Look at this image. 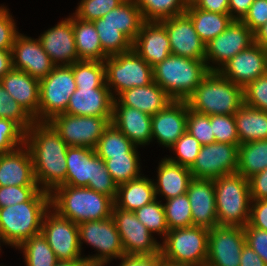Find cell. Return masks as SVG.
I'll return each instance as SVG.
<instances>
[{"label": "cell", "instance_id": "cell-24", "mask_svg": "<svg viewBox=\"0 0 267 266\" xmlns=\"http://www.w3.org/2000/svg\"><path fill=\"white\" fill-rule=\"evenodd\" d=\"M187 196L193 219V226L208 229L218 225L214 179L193 178L188 185Z\"/></svg>", "mask_w": 267, "mask_h": 266}, {"label": "cell", "instance_id": "cell-15", "mask_svg": "<svg viewBox=\"0 0 267 266\" xmlns=\"http://www.w3.org/2000/svg\"><path fill=\"white\" fill-rule=\"evenodd\" d=\"M112 218L120 234L125 255H156L160 242L137 218L135 212L125 211L115 205Z\"/></svg>", "mask_w": 267, "mask_h": 266}, {"label": "cell", "instance_id": "cell-32", "mask_svg": "<svg viewBox=\"0 0 267 266\" xmlns=\"http://www.w3.org/2000/svg\"><path fill=\"white\" fill-rule=\"evenodd\" d=\"M73 32L78 61H104L108 57L103 52L92 21H84L73 15Z\"/></svg>", "mask_w": 267, "mask_h": 266}, {"label": "cell", "instance_id": "cell-27", "mask_svg": "<svg viewBox=\"0 0 267 266\" xmlns=\"http://www.w3.org/2000/svg\"><path fill=\"white\" fill-rule=\"evenodd\" d=\"M111 123L135 146L152 143V116L133 107L113 106Z\"/></svg>", "mask_w": 267, "mask_h": 266}, {"label": "cell", "instance_id": "cell-48", "mask_svg": "<svg viewBox=\"0 0 267 266\" xmlns=\"http://www.w3.org/2000/svg\"><path fill=\"white\" fill-rule=\"evenodd\" d=\"M186 131L195 137L202 146L215 142L211 126V116L192 111L189 107Z\"/></svg>", "mask_w": 267, "mask_h": 266}, {"label": "cell", "instance_id": "cell-8", "mask_svg": "<svg viewBox=\"0 0 267 266\" xmlns=\"http://www.w3.org/2000/svg\"><path fill=\"white\" fill-rule=\"evenodd\" d=\"M160 243L164 261L189 264H206L208 257L209 229L191 226L172 229Z\"/></svg>", "mask_w": 267, "mask_h": 266}, {"label": "cell", "instance_id": "cell-38", "mask_svg": "<svg viewBox=\"0 0 267 266\" xmlns=\"http://www.w3.org/2000/svg\"><path fill=\"white\" fill-rule=\"evenodd\" d=\"M17 249L23 252L26 266H54L58 262L41 233L26 239Z\"/></svg>", "mask_w": 267, "mask_h": 266}, {"label": "cell", "instance_id": "cell-35", "mask_svg": "<svg viewBox=\"0 0 267 266\" xmlns=\"http://www.w3.org/2000/svg\"><path fill=\"white\" fill-rule=\"evenodd\" d=\"M144 22L142 12L134 0H125L101 18V24H112L132 42L135 41Z\"/></svg>", "mask_w": 267, "mask_h": 266}, {"label": "cell", "instance_id": "cell-21", "mask_svg": "<svg viewBox=\"0 0 267 266\" xmlns=\"http://www.w3.org/2000/svg\"><path fill=\"white\" fill-rule=\"evenodd\" d=\"M44 51L56 65H72L78 61L73 32V15L62 18L54 27L38 37Z\"/></svg>", "mask_w": 267, "mask_h": 266}, {"label": "cell", "instance_id": "cell-64", "mask_svg": "<svg viewBox=\"0 0 267 266\" xmlns=\"http://www.w3.org/2000/svg\"><path fill=\"white\" fill-rule=\"evenodd\" d=\"M86 260L58 261L54 266H84Z\"/></svg>", "mask_w": 267, "mask_h": 266}, {"label": "cell", "instance_id": "cell-14", "mask_svg": "<svg viewBox=\"0 0 267 266\" xmlns=\"http://www.w3.org/2000/svg\"><path fill=\"white\" fill-rule=\"evenodd\" d=\"M253 43L254 33L248 26L241 20H233L224 32L205 44V62L210 71H218Z\"/></svg>", "mask_w": 267, "mask_h": 266}, {"label": "cell", "instance_id": "cell-42", "mask_svg": "<svg viewBox=\"0 0 267 266\" xmlns=\"http://www.w3.org/2000/svg\"><path fill=\"white\" fill-rule=\"evenodd\" d=\"M77 88H100L105 82L104 61H77L73 63Z\"/></svg>", "mask_w": 267, "mask_h": 266}, {"label": "cell", "instance_id": "cell-54", "mask_svg": "<svg viewBox=\"0 0 267 266\" xmlns=\"http://www.w3.org/2000/svg\"><path fill=\"white\" fill-rule=\"evenodd\" d=\"M243 228L246 244L263 259L267 266V231L252 227L249 223Z\"/></svg>", "mask_w": 267, "mask_h": 266}, {"label": "cell", "instance_id": "cell-6", "mask_svg": "<svg viewBox=\"0 0 267 266\" xmlns=\"http://www.w3.org/2000/svg\"><path fill=\"white\" fill-rule=\"evenodd\" d=\"M209 72L205 60L171 54L153 67V80L173 100H186Z\"/></svg>", "mask_w": 267, "mask_h": 266}, {"label": "cell", "instance_id": "cell-40", "mask_svg": "<svg viewBox=\"0 0 267 266\" xmlns=\"http://www.w3.org/2000/svg\"><path fill=\"white\" fill-rule=\"evenodd\" d=\"M140 154L111 156L105 160L108 172L117 185L129 182L142 175Z\"/></svg>", "mask_w": 267, "mask_h": 266}, {"label": "cell", "instance_id": "cell-68", "mask_svg": "<svg viewBox=\"0 0 267 266\" xmlns=\"http://www.w3.org/2000/svg\"><path fill=\"white\" fill-rule=\"evenodd\" d=\"M187 4L192 3L194 0H184Z\"/></svg>", "mask_w": 267, "mask_h": 266}, {"label": "cell", "instance_id": "cell-56", "mask_svg": "<svg viewBox=\"0 0 267 266\" xmlns=\"http://www.w3.org/2000/svg\"><path fill=\"white\" fill-rule=\"evenodd\" d=\"M249 224L267 231V199L251 201Z\"/></svg>", "mask_w": 267, "mask_h": 266}, {"label": "cell", "instance_id": "cell-47", "mask_svg": "<svg viewBox=\"0 0 267 266\" xmlns=\"http://www.w3.org/2000/svg\"><path fill=\"white\" fill-rule=\"evenodd\" d=\"M125 0H81L73 15L84 21L102 18L112 9L117 8Z\"/></svg>", "mask_w": 267, "mask_h": 266}, {"label": "cell", "instance_id": "cell-12", "mask_svg": "<svg viewBox=\"0 0 267 266\" xmlns=\"http://www.w3.org/2000/svg\"><path fill=\"white\" fill-rule=\"evenodd\" d=\"M112 117L74 116L62 113L48 121L67 146L95 149Z\"/></svg>", "mask_w": 267, "mask_h": 266}, {"label": "cell", "instance_id": "cell-52", "mask_svg": "<svg viewBox=\"0 0 267 266\" xmlns=\"http://www.w3.org/2000/svg\"><path fill=\"white\" fill-rule=\"evenodd\" d=\"M39 190V186H0V208L29 201Z\"/></svg>", "mask_w": 267, "mask_h": 266}, {"label": "cell", "instance_id": "cell-17", "mask_svg": "<svg viewBox=\"0 0 267 266\" xmlns=\"http://www.w3.org/2000/svg\"><path fill=\"white\" fill-rule=\"evenodd\" d=\"M246 244L244 228L217 225L209 229L208 266H240Z\"/></svg>", "mask_w": 267, "mask_h": 266}, {"label": "cell", "instance_id": "cell-18", "mask_svg": "<svg viewBox=\"0 0 267 266\" xmlns=\"http://www.w3.org/2000/svg\"><path fill=\"white\" fill-rule=\"evenodd\" d=\"M218 72L224 78L244 88L267 73V49L254 42L226 62Z\"/></svg>", "mask_w": 267, "mask_h": 266}, {"label": "cell", "instance_id": "cell-39", "mask_svg": "<svg viewBox=\"0 0 267 266\" xmlns=\"http://www.w3.org/2000/svg\"><path fill=\"white\" fill-rule=\"evenodd\" d=\"M145 21H161L185 13L184 0H134Z\"/></svg>", "mask_w": 267, "mask_h": 266}, {"label": "cell", "instance_id": "cell-66", "mask_svg": "<svg viewBox=\"0 0 267 266\" xmlns=\"http://www.w3.org/2000/svg\"><path fill=\"white\" fill-rule=\"evenodd\" d=\"M108 264H110V263L86 261L84 266H107Z\"/></svg>", "mask_w": 267, "mask_h": 266}, {"label": "cell", "instance_id": "cell-58", "mask_svg": "<svg viewBox=\"0 0 267 266\" xmlns=\"http://www.w3.org/2000/svg\"><path fill=\"white\" fill-rule=\"evenodd\" d=\"M252 200L267 199V168L249 178Z\"/></svg>", "mask_w": 267, "mask_h": 266}, {"label": "cell", "instance_id": "cell-46", "mask_svg": "<svg viewBox=\"0 0 267 266\" xmlns=\"http://www.w3.org/2000/svg\"><path fill=\"white\" fill-rule=\"evenodd\" d=\"M200 142L187 131L169 148L173 151V156L166 157L171 162L191 168L201 149ZM175 151V152H174Z\"/></svg>", "mask_w": 267, "mask_h": 266}, {"label": "cell", "instance_id": "cell-16", "mask_svg": "<svg viewBox=\"0 0 267 266\" xmlns=\"http://www.w3.org/2000/svg\"><path fill=\"white\" fill-rule=\"evenodd\" d=\"M239 146L214 142L201 146L195 163L190 168L195 179H215L237 173Z\"/></svg>", "mask_w": 267, "mask_h": 266}, {"label": "cell", "instance_id": "cell-9", "mask_svg": "<svg viewBox=\"0 0 267 266\" xmlns=\"http://www.w3.org/2000/svg\"><path fill=\"white\" fill-rule=\"evenodd\" d=\"M106 85L115 99L121 92L154 82L153 67L135 50L108 56L105 60Z\"/></svg>", "mask_w": 267, "mask_h": 266}, {"label": "cell", "instance_id": "cell-30", "mask_svg": "<svg viewBox=\"0 0 267 266\" xmlns=\"http://www.w3.org/2000/svg\"><path fill=\"white\" fill-rule=\"evenodd\" d=\"M157 178L154 180L155 196L165 200L187 193L189 182L193 179L190 168L162 158L157 167Z\"/></svg>", "mask_w": 267, "mask_h": 266}, {"label": "cell", "instance_id": "cell-33", "mask_svg": "<svg viewBox=\"0 0 267 266\" xmlns=\"http://www.w3.org/2000/svg\"><path fill=\"white\" fill-rule=\"evenodd\" d=\"M234 118L240 144L267 139V112L243 104Z\"/></svg>", "mask_w": 267, "mask_h": 266}, {"label": "cell", "instance_id": "cell-57", "mask_svg": "<svg viewBox=\"0 0 267 266\" xmlns=\"http://www.w3.org/2000/svg\"><path fill=\"white\" fill-rule=\"evenodd\" d=\"M118 266H163L161 253L156 255H123Z\"/></svg>", "mask_w": 267, "mask_h": 266}, {"label": "cell", "instance_id": "cell-45", "mask_svg": "<svg viewBox=\"0 0 267 266\" xmlns=\"http://www.w3.org/2000/svg\"><path fill=\"white\" fill-rule=\"evenodd\" d=\"M0 118L14 121L24 132L35 122L34 118L3 88L1 82Z\"/></svg>", "mask_w": 267, "mask_h": 266}, {"label": "cell", "instance_id": "cell-51", "mask_svg": "<svg viewBox=\"0 0 267 266\" xmlns=\"http://www.w3.org/2000/svg\"><path fill=\"white\" fill-rule=\"evenodd\" d=\"M244 104L267 112V73L243 88Z\"/></svg>", "mask_w": 267, "mask_h": 266}, {"label": "cell", "instance_id": "cell-26", "mask_svg": "<svg viewBox=\"0 0 267 266\" xmlns=\"http://www.w3.org/2000/svg\"><path fill=\"white\" fill-rule=\"evenodd\" d=\"M38 186L28 148L0 154V186Z\"/></svg>", "mask_w": 267, "mask_h": 266}, {"label": "cell", "instance_id": "cell-29", "mask_svg": "<svg viewBox=\"0 0 267 266\" xmlns=\"http://www.w3.org/2000/svg\"><path fill=\"white\" fill-rule=\"evenodd\" d=\"M173 99L155 82L121 92L113 101V106H127L149 115L164 109Z\"/></svg>", "mask_w": 267, "mask_h": 266}, {"label": "cell", "instance_id": "cell-61", "mask_svg": "<svg viewBox=\"0 0 267 266\" xmlns=\"http://www.w3.org/2000/svg\"><path fill=\"white\" fill-rule=\"evenodd\" d=\"M240 266H266L263 259L247 244L242 249Z\"/></svg>", "mask_w": 267, "mask_h": 266}, {"label": "cell", "instance_id": "cell-19", "mask_svg": "<svg viewBox=\"0 0 267 266\" xmlns=\"http://www.w3.org/2000/svg\"><path fill=\"white\" fill-rule=\"evenodd\" d=\"M13 68L37 80L44 79L56 66L42 48L39 39L18 33L12 47Z\"/></svg>", "mask_w": 267, "mask_h": 266}, {"label": "cell", "instance_id": "cell-4", "mask_svg": "<svg viewBox=\"0 0 267 266\" xmlns=\"http://www.w3.org/2000/svg\"><path fill=\"white\" fill-rule=\"evenodd\" d=\"M189 109L204 115H233L243 104V87L210 71L186 99Z\"/></svg>", "mask_w": 267, "mask_h": 266}, {"label": "cell", "instance_id": "cell-25", "mask_svg": "<svg viewBox=\"0 0 267 266\" xmlns=\"http://www.w3.org/2000/svg\"><path fill=\"white\" fill-rule=\"evenodd\" d=\"M114 98L106 82L100 88H77L70 96L67 114L112 117Z\"/></svg>", "mask_w": 267, "mask_h": 266}, {"label": "cell", "instance_id": "cell-41", "mask_svg": "<svg viewBox=\"0 0 267 266\" xmlns=\"http://www.w3.org/2000/svg\"><path fill=\"white\" fill-rule=\"evenodd\" d=\"M103 52L107 56L128 52L133 42L112 24H101V18L93 21Z\"/></svg>", "mask_w": 267, "mask_h": 266}, {"label": "cell", "instance_id": "cell-36", "mask_svg": "<svg viewBox=\"0 0 267 266\" xmlns=\"http://www.w3.org/2000/svg\"><path fill=\"white\" fill-rule=\"evenodd\" d=\"M265 168H267V139L239 145L237 173L249 179Z\"/></svg>", "mask_w": 267, "mask_h": 266}, {"label": "cell", "instance_id": "cell-49", "mask_svg": "<svg viewBox=\"0 0 267 266\" xmlns=\"http://www.w3.org/2000/svg\"><path fill=\"white\" fill-rule=\"evenodd\" d=\"M211 126L215 142L240 145L234 114L211 115Z\"/></svg>", "mask_w": 267, "mask_h": 266}, {"label": "cell", "instance_id": "cell-10", "mask_svg": "<svg viewBox=\"0 0 267 266\" xmlns=\"http://www.w3.org/2000/svg\"><path fill=\"white\" fill-rule=\"evenodd\" d=\"M77 89L72 65L55 66L39 81V122H48L66 112L70 96Z\"/></svg>", "mask_w": 267, "mask_h": 266}, {"label": "cell", "instance_id": "cell-53", "mask_svg": "<svg viewBox=\"0 0 267 266\" xmlns=\"http://www.w3.org/2000/svg\"><path fill=\"white\" fill-rule=\"evenodd\" d=\"M15 21L9 8L0 5V50H12L15 37L19 33Z\"/></svg>", "mask_w": 267, "mask_h": 266}, {"label": "cell", "instance_id": "cell-11", "mask_svg": "<svg viewBox=\"0 0 267 266\" xmlns=\"http://www.w3.org/2000/svg\"><path fill=\"white\" fill-rule=\"evenodd\" d=\"M79 245H90L97 253L84 257L89 262L111 263L113 259H120L125 255L120 234L111 217L104 220L86 221L78 224Z\"/></svg>", "mask_w": 267, "mask_h": 266}, {"label": "cell", "instance_id": "cell-23", "mask_svg": "<svg viewBox=\"0 0 267 266\" xmlns=\"http://www.w3.org/2000/svg\"><path fill=\"white\" fill-rule=\"evenodd\" d=\"M133 50L151 67L171 55V46L165 26L160 21H145L135 41Z\"/></svg>", "mask_w": 267, "mask_h": 266}, {"label": "cell", "instance_id": "cell-43", "mask_svg": "<svg viewBox=\"0 0 267 266\" xmlns=\"http://www.w3.org/2000/svg\"><path fill=\"white\" fill-rule=\"evenodd\" d=\"M163 206L169 230L193 226L191 206L186 193L165 200Z\"/></svg>", "mask_w": 267, "mask_h": 266}, {"label": "cell", "instance_id": "cell-34", "mask_svg": "<svg viewBox=\"0 0 267 266\" xmlns=\"http://www.w3.org/2000/svg\"><path fill=\"white\" fill-rule=\"evenodd\" d=\"M185 13L191 18L194 29L206 44L224 32L234 20L229 14L209 12L187 4Z\"/></svg>", "mask_w": 267, "mask_h": 266}, {"label": "cell", "instance_id": "cell-63", "mask_svg": "<svg viewBox=\"0 0 267 266\" xmlns=\"http://www.w3.org/2000/svg\"><path fill=\"white\" fill-rule=\"evenodd\" d=\"M254 42L267 49V22L254 33Z\"/></svg>", "mask_w": 267, "mask_h": 266}, {"label": "cell", "instance_id": "cell-65", "mask_svg": "<svg viewBox=\"0 0 267 266\" xmlns=\"http://www.w3.org/2000/svg\"><path fill=\"white\" fill-rule=\"evenodd\" d=\"M163 266H205V264H189L164 261Z\"/></svg>", "mask_w": 267, "mask_h": 266}, {"label": "cell", "instance_id": "cell-20", "mask_svg": "<svg viewBox=\"0 0 267 266\" xmlns=\"http://www.w3.org/2000/svg\"><path fill=\"white\" fill-rule=\"evenodd\" d=\"M168 34L171 54L205 60V43L194 29L191 18L183 13L160 21Z\"/></svg>", "mask_w": 267, "mask_h": 266}, {"label": "cell", "instance_id": "cell-50", "mask_svg": "<svg viewBox=\"0 0 267 266\" xmlns=\"http://www.w3.org/2000/svg\"><path fill=\"white\" fill-rule=\"evenodd\" d=\"M25 132L14 122L0 118V154L24 145Z\"/></svg>", "mask_w": 267, "mask_h": 266}, {"label": "cell", "instance_id": "cell-55", "mask_svg": "<svg viewBox=\"0 0 267 266\" xmlns=\"http://www.w3.org/2000/svg\"><path fill=\"white\" fill-rule=\"evenodd\" d=\"M241 21L255 33L267 22V0H254L248 13Z\"/></svg>", "mask_w": 267, "mask_h": 266}, {"label": "cell", "instance_id": "cell-13", "mask_svg": "<svg viewBox=\"0 0 267 266\" xmlns=\"http://www.w3.org/2000/svg\"><path fill=\"white\" fill-rule=\"evenodd\" d=\"M41 234L58 261L85 260L79 245L78 224L60 216L51 207L44 215Z\"/></svg>", "mask_w": 267, "mask_h": 266}, {"label": "cell", "instance_id": "cell-28", "mask_svg": "<svg viewBox=\"0 0 267 266\" xmlns=\"http://www.w3.org/2000/svg\"><path fill=\"white\" fill-rule=\"evenodd\" d=\"M0 82L13 99L39 122V80L12 68Z\"/></svg>", "mask_w": 267, "mask_h": 266}, {"label": "cell", "instance_id": "cell-37", "mask_svg": "<svg viewBox=\"0 0 267 266\" xmlns=\"http://www.w3.org/2000/svg\"><path fill=\"white\" fill-rule=\"evenodd\" d=\"M138 148L111 123L100 137L95 151L105 161L111 156L139 154Z\"/></svg>", "mask_w": 267, "mask_h": 266}, {"label": "cell", "instance_id": "cell-5", "mask_svg": "<svg viewBox=\"0 0 267 266\" xmlns=\"http://www.w3.org/2000/svg\"><path fill=\"white\" fill-rule=\"evenodd\" d=\"M66 180L63 185L88 187L98 193L117 196L118 185L107 170L105 161L90 147L68 146Z\"/></svg>", "mask_w": 267, "mask_h": 266}, {"label": "cell", "instance_id": "cell-31", "mask_svg": "<svg viewBox=\"0 0 267 266\" xmlns=\"http://www.w3.org/2000/svg\"><path fill=\"white\" fill-rule=\"evenodd\" d=\"M143 175L118 185L114 201L117 208L135 212L156 199L153 180Z\"/></svg>", "mask_w": 267, "mask_h": 266}, {"label": "cell", "instance_id": "cell-3", "mask_svg": "<svg viewBox=\"0 0 267 266\" xmlns=\"http://www.w3.org/2000/svg\"><path fill=\"white\" fill-rule=\"evenodd\" d=\"M51 208L76 224L112 216L114 200L88 187L62 185L51 194Z\"/></svg>", "mask_w": 267, "mask_h": 266}, {"label": "cell", "instance_id": "cell-67", "mask_svg": "<svg viewBox=\"0 0 267 266\" xmlns=\"http://www.w3.org/2000/svg\"><path fill=\"white\" fill-rule=\"evenodd\" d=\"M1 242H2V244H4V243H3V240H2V238H1V235H0V252H1ZM0 266H3V265H0Z\"/></svg>", "mask_w": 267, "mask_h": 266}, {"label": "cell", "instance_id": "cell-62", "mask_svg": "<svg viewBox=\"0 0 267 266\" xmlns=\"http://www.w3.org/2000/svg\"><path fill=\"white\" fill-rule=\"evenodd\" d=\"M13 68L12 51L0 50V79Z\"/></svg>", "mask_w": 267, "mask_h": 266}, {"label": "cell", "instance_id": "cell-44", "mask_svg": "<svg viewBox=\"0 0 267 266\" xmlns=\"http://www.w3.org/2000/svg\"><path fill=\"white\" fill-rule=\"evenodd\" d=\"M162 202V200L156 198L151 203L135 211L138 220L145 225L152 234L159 235L161 240L169 231Z\"/></svg>", "mask_w": 267, "mask_h": 266}, {"label": "cell", "instance_id": "cell-2", "mask_svg": "<svg viewBox=\"0 0 267 266\" xmlns=\"http://www.w3.org/2000/svg\"><path fill=\"white\" fill-rule=\"evenodd\" d=\"M51 207L50 193L39 190L29 201L0 208V235L4 245L17 248L41 233L45 213Z\"/></svg>", "mask_w": 267, "mask_h": 266}, {"label": "cell", "instance_id": "cell-22", "mask_svg": "<svg viewBox=\"0 0 267 266\" xmlns=\"http://www.w3.org/2000/svg\"><path fill=\"white\" fill-rule=\"evenodd\" d=\"M188 104L186 100H173L160 112L152 115V142L170 148L185 132Z\"/></svg>", "mask_w": 267, "mask_h": 266}, {"label": "cell", "instance_id": "cell-1", "mask_svg": "<svg viewBox=\"0 0 267 266\" xmlns=\"http://www.w3.org/2000/svg\"><path fill=\"white\" fill-rule=\"evenodd\" d=\"M35 180L40 188L52 193L66 180L68 146L49 122L35 121L25 132Z\"/></svg>", "mask_w": 267, "mask_h": 266}, {"label": "cell", "instance_id": "cell-60", "mask_svg": "<svg viewBox=\"0 0 267 266\" xmlns=\"http://www.w3.org/2000/svg\"><path fill=\"white\" fill-rule=\"evenodd\" d=\"M229 1V15L234 20H242L248 13L250 5L254 0H228Z\"/></svg>", "mask_w": 267, "mask_h": 266}, {"label": "cell", "instance_id": "cell-7", "mask_svg": "<svg viewBox=\"0 0 267 266\" xmlns=\"http://www.w3.org/2000/svg\"><path fill=\"white\" fill-rule=\"evenodd\" d=\"M218 225L245 227L249 223L251 193L249 179L232 173L214 179Z\"/></svg>", "mask_w": 267, "mask_h": 266}, {"label": "cell", "instance_id": "cell-59", "mask_svg": "<svg viewBox=\"0 0 267 266\" xmlns=\"http://www.w3.org/2000/svg\"><path fill=\"white\" fill-rule=\"evenodd\" d=\"M192 4L201 10L209 12L229 14L228 0H194Z\"/></svg>", "mask_w": 267, "mask_h": 266}]
</instances>
